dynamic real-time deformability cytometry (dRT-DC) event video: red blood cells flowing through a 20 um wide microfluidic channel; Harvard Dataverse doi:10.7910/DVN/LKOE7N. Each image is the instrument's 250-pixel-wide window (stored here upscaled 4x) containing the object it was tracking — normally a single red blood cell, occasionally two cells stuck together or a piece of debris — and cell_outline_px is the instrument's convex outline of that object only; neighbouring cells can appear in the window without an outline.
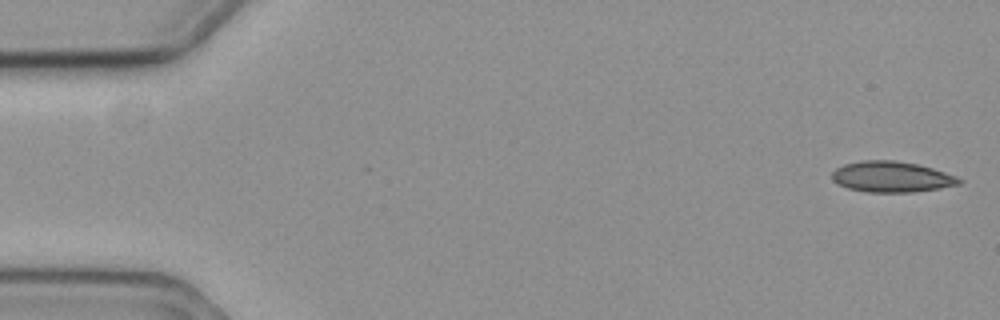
{"species": "common noctule bat (a hibernating species)", "species_latin": "Nyctalus noctula", "temperature_condition": "cold", "stored_images_in_passage": 2, "camera_frame_rate_fps": 3000, "um_per_image_px": 0.085, "animal": {"sex": "female", "body_mass_g": 19.3, "forearm_length_mm": 54.1}, "frame": {"image": 1, "passage_image": 1, "time_ms": 0.0, "image_size_px": [1000, 320], "cell_outline_px": [[964, 180], [960, 184], [940, 188], [912, 192], [864, 192], [848, 188], [836, 184], [832, 180], [832, 172], [836, 168], [844, 164], [860, 160], [896, 160], [920, 164], [956, 176]], "centroid_in_image_um": [75.77, 15.02], "position_along_channel_um": 9.2, "area_um2": 23.06}}